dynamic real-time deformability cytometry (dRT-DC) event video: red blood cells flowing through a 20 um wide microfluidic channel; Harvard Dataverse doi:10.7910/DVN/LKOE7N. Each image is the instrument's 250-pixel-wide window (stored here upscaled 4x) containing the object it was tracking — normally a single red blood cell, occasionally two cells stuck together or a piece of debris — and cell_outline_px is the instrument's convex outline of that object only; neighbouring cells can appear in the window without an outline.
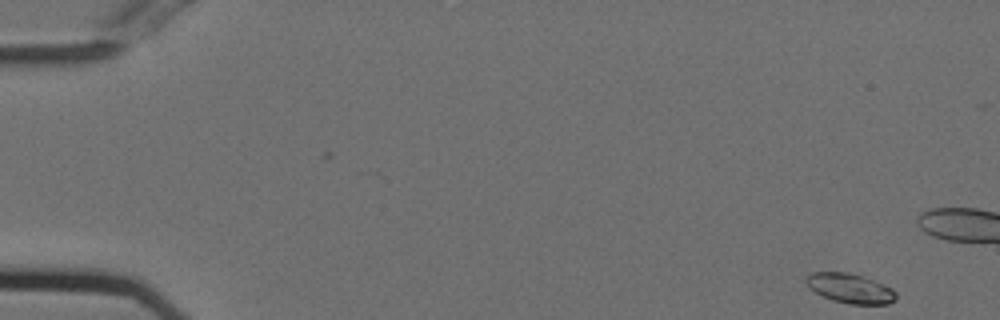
{"species": "Egyptian fruit bat (a non-hibernating species)", "species_latin": "Rousettus aegyptiacus", "temperature_condition": "cold", "stored_images_in_passage": 54, "camera_frame_rate_fps": 3000, "um_per_image_px": 0.085, "animal": {"sex": "female"}, "frame": {"image": 1, "passage_image": 1, "time_ms": 0.0, "image_size_px": [1000, 320], "cell_outline_px": [[896, 300], [888, 304], [848, 304], [832, 300], [816, 292], [804, 280], [812, 272], [852, 272], [864, 276], [884, 284], [892, 288], [896, 292]], "centroid_in_image_um": [72.31, 24.5], "position_along_channel_um": 12.7, "area_um2": 15.55}}
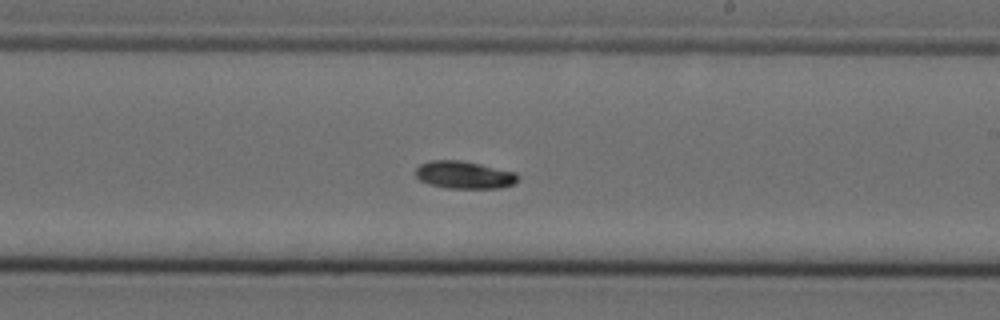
{"frame": {"image": 2, "passage_image": 31, "time_ms": 10.0, "image_size_px": [1000, 320], "cell_outline_px": [[520, 176], [516, 184], [500, 188], [448, 188], [428, 184], [420, 180], [416, 176], [416, 168], [420, 164], [428, 160], [460, 160], [480, 164], [516, 172]], "centroid_in_image_um": [39.48, 14.87], "position_along_channel_um": 249.5, "area_um2": 16.59}}
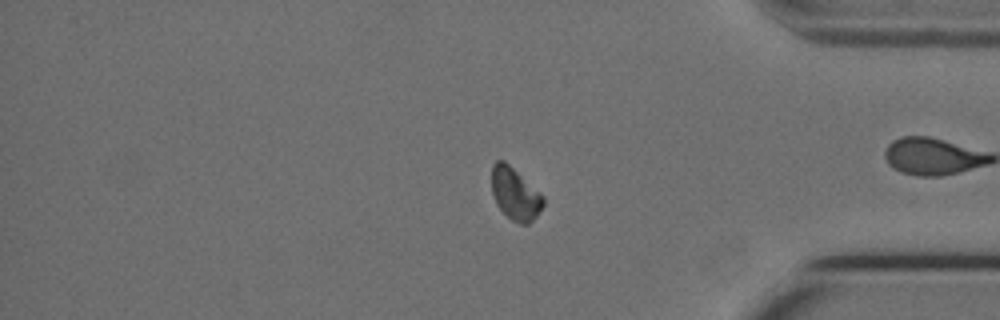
{"frame": {"image": 3, "passage_image": 44, "time_ms": 14.333, "image_size_px": [1000, 320], "cell_outline_px": [[544, 204], [536, 216], [528, 224], [520, 224], [512, 220], [496, 204], [492, 192], [492, 164], [496, 160], [504, 160], [540, 192], [544, 196]], "centroid_in_image_um": [43.78, 16.46], "position_along_channel_um": 391.4, "area_um2": 15.55}}